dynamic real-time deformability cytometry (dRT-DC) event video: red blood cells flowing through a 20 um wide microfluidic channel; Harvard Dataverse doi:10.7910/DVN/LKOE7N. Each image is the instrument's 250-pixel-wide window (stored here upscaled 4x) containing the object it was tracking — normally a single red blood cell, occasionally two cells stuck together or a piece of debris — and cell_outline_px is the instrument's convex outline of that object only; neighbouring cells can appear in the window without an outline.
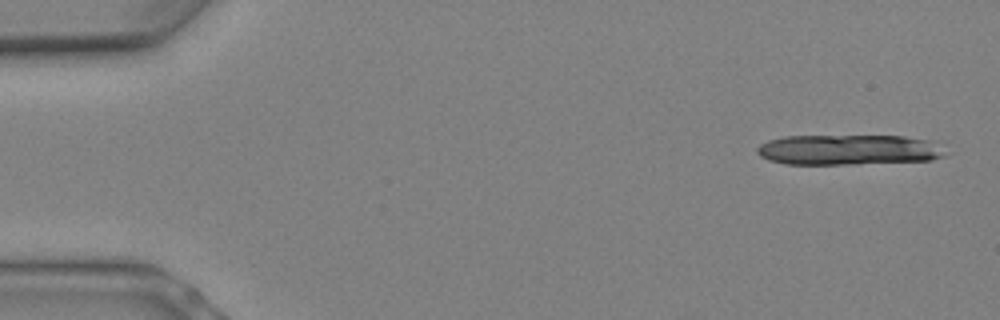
{"species": "Egyptian fruit bat (a non-hibernating species)", "species_latin": "Rousettus aegyptiacus", "temperature_condition": "warm", "stored_images_in_passage": 7, "segment_of_instrument_passage": [1, 2], "camera_frame_rate_fps": 3000, "um_per_image_px": 0.085, "animal": {"sex": "female"}, "frame": {"image": 1, "passage_image": 1, "time_ms": 0.0, "image_size_px": [1000, 320], "cell_outline_px": [[948, 152], [944, 156], [932, 160], [856, 164], [784, 164], [768, 160], [760, 156], [756, 152], [756, 148], [760, 144], [768, 140], [784, 136], [904, 136], [928, 140]], "centroid_in_image_um": [72.09, 12.74], "position_along_channel_um": 12.9, "area_um2": 33.41}}